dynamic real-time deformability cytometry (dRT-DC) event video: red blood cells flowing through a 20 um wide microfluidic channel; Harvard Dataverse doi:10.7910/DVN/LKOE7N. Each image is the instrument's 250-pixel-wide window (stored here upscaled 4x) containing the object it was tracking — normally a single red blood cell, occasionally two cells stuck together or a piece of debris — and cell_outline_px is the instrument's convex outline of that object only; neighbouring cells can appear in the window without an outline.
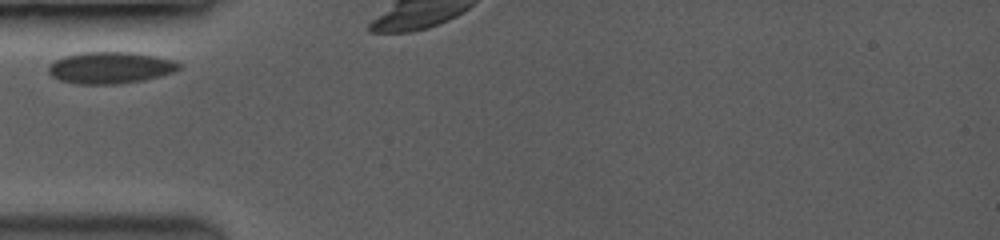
{"species": "common noctule bat (a hibernating species)", "species_latin": "Nyctalus noctula", "temperature_condition": "room temperature", "stored_images_in_passage": 6, "camera_frame_rate_fps": 3500, "um_per_image_px": 0.085, "animal": {"sex": "female", "body_mass_g": 19.0, "forearm_length_mm": 53.3}, "frame": {"image": 1, "passage_image": 1, "time_ms": 0.0, "image_size_px": [1000, 240], "cell_outline_px": [[184, 64], [180, 68], [172, 72], [160, 76], [144, 80], [116, 84], [80, 84], [60, 80], [52, 76], [48, 72], [48, 64], [64, 56], [84, 52], [136, 52], [176, 60]], "centroid_in_image_um": [9.42, 5.74], "position_along_channel_um": 75.6, "area_um2": 24.28}}